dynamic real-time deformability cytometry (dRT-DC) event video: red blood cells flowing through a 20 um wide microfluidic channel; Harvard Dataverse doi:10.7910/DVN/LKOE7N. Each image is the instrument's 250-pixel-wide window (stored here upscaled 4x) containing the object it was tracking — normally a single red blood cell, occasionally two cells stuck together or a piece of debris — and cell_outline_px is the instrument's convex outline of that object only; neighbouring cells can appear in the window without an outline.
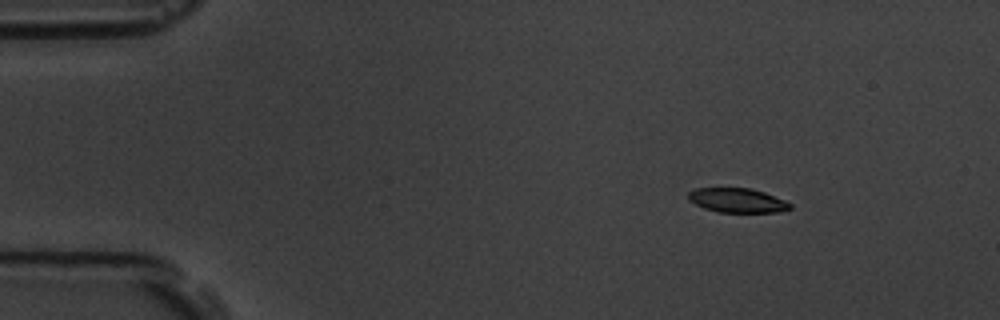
{"species": "common noctule bat (a hibernating species)", "species_latin": "Nyctalus noctula", "temperature_condition": "room temperature", "stored_images_in_passage": 6, "camera_frame_rate_fps": 3000, "um_per_image_px": 0.085, "animal": {"sex": "male", "body_mass_g": 19.5, "forearm_length_mm": 54.6}, "frame": {"image": 1, "passage_image": 2, "time_ms": 2.0, "image_size_px": [1000, 320], "cell_outline_px": [[792, 208], [780, 212], [716, 212], [704, 208], [688, 200], [688, 192], [696, 188], [752, 188], [764, 192], [784, 200], [792, 204]], "centroid_in_image_um": [62.67, 17.03], "position_along_channel_um": 22.3, "area_um2": 14.51}}
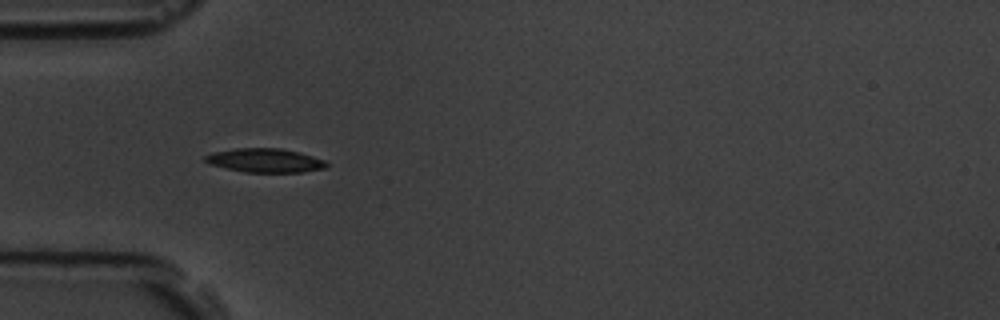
{"frame": {"image": 2, "passage_image": 5, "time_ms": 5.333, "image_size_px": [1000, 320], "cell_outline_px": [[328, 164], [324, 168], [300, 172], [244, 172], [212, 164], [204, 160], [204, 156], [212, 152], [236, 148], [280, 148], [300, 152], [324, 160]], "centroid_in_image_um": [22.53, 13.62], "position_along_channel_um": 62.5, "area_um2": 16.7}}
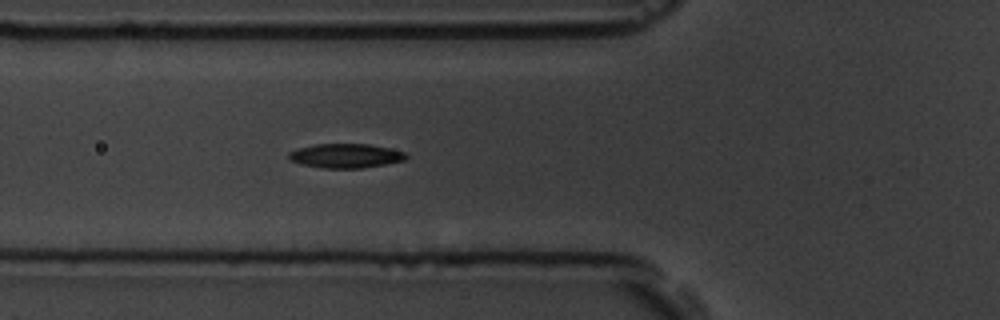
{"frame": {"image": 3, "passage_image": 6, "time_ms": 6.333, "image_size_px": [1000, 320], "cell_outline_px": [[408, 156], [404, 160], [384, 164], [360, 168], [324, 168], [304, 164], [292, 160], [288, 156], [288, 152], [296, 148], [316, 144], [368, 144], [388, 148], [404, 152]], "centroid_in_image_um": [29.37, 13.23], "position_along_channel_um": 96.4, "area_um2": 16.3}}